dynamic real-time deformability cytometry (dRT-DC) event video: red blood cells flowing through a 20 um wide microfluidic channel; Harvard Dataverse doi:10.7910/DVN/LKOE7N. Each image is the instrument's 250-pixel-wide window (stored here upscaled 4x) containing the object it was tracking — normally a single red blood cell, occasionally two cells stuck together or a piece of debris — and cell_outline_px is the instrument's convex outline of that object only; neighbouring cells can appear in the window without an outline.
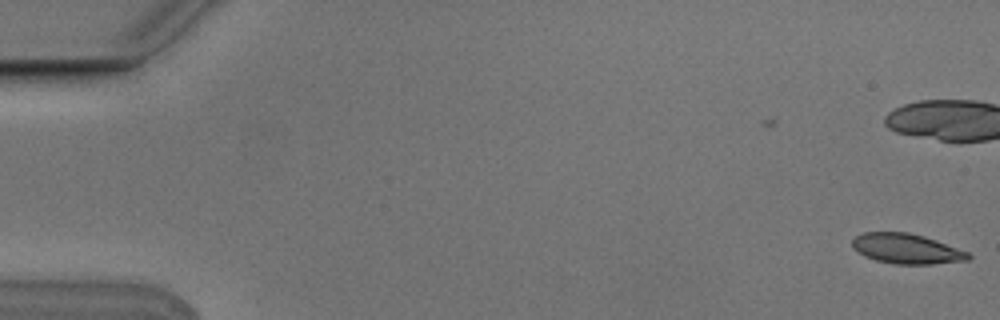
{"species": "Egyptian fruit bat (a non-hibernating species)", "species_latin": "Rousettus aegyptiacus", "temperature_condition": "cold", "stored_images_in_passage": 2, "camera_frame_rate_fps": 3000, "um_per_image_px": 0.085, "animal": {"sex": "male"}, "frame": {"image": 1, "passage_image": 2, "time_ms": 0.333, "image_size_px": [1000, 320], "cell_outline_px": [[972, 256], [968, 260], [932, 264], [896, 264], [876, 260], [864, 256], [852, 248], [852, 240], [856, 236], [864, 232], [908, 232], [924, 236], [936, 240], [968, 252]], "centroid_in_image_um": [77.04, 21.14], "position_along_channel_um": 8.0, "area_um2": 20.29}}